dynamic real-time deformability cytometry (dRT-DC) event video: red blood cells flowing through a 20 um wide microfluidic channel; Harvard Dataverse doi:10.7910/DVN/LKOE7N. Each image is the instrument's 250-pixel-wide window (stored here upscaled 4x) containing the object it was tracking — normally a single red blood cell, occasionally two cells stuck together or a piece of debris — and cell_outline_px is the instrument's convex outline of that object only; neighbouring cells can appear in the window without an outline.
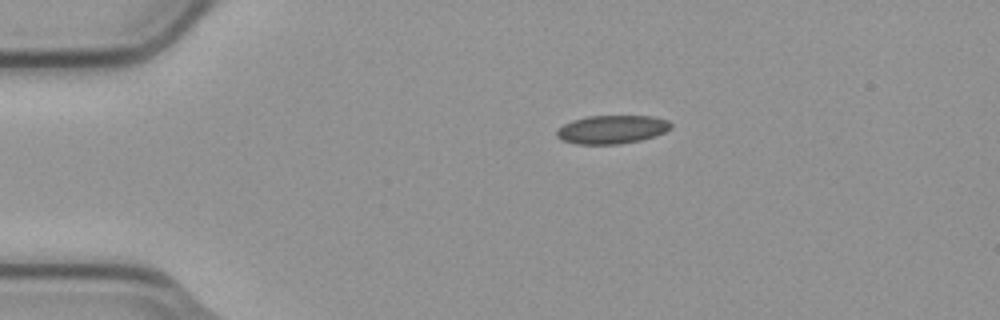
{"species": "common noctule bat (a hibernating species)", "species_latin": "Nyctalus noctula", "temperature_condition": "cold", "stored_images_in_passage": 3, "camera_frame_rate_fps": 3000, "um_per_image_px": 0.085, "animal": {"sex": "male", "body_mass_g": 23.1, "forearm_length_mm": 52.7}, "frame": {"image": 1, "passage_image": 1, "time_ms": 0.0, "image_size_px": [1000, 320], "cell_outline_px": [[672, 128], [656, 136], [640, 140], [620, 144], [576, 144], [564, 140], [556, 136], [556, 132], [564, 124], [572, 120], [588, 116], [652, 116], [668, 120], [672, 124]], "centroid_in_image_um": [52.05, 11.0], "position_along_channel_um": 33.0, "area_um2": 18.9}}
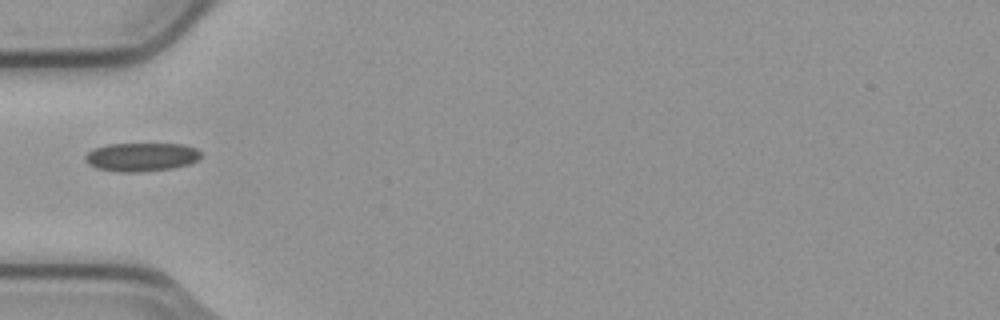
{"frame": {"image": 2, "passage_image": 3, "time_ms": 0.667, "image_size_px": [1000, 320], "cell_outline_px": [[200, 156], [196, 160], [188, 164], [172, 168], [144, 172], [120, 172], [96, 168], [88, 164], [84, 160], [84, 156], [92, 148], [108, 144], [184, 144], [196, 148], [200, 152]], "centroid_in_image_um": [11.97, 13.34], "position_along_channel_um": 73.0, "area_um2": 19.36}}